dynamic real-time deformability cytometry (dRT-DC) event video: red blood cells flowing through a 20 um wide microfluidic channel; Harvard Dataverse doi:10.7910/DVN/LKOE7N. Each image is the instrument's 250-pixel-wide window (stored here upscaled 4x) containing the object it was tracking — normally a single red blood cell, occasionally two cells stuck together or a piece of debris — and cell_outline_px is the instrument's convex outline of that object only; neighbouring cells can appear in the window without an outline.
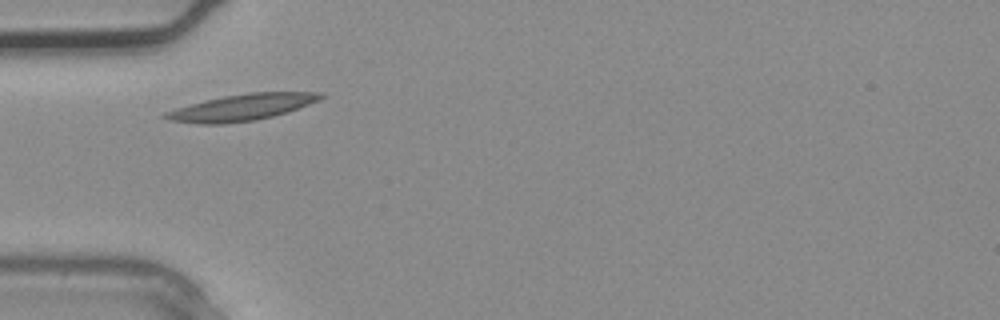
{"species": "common noctule bat (a hibernating species)", "species_latin": "Nyctalus noctula", "temperature_condition": "warm", "stored_images_in_passage": 1, "camera_frame_rate_fps": 3000, "um_per_image_px": 0.085, "animal": {"sex": "male", "body_mass_g": 20.4}, "frame": {"image": 1, "passage_image": 1, "time_ms": 0.0, "image_size_px": [1000, 320], "cell_outline_px": [[328, 96], [288, 112], [256, 120], [224, 124], [196, 124], [168, 120], [160, 116], [164, 112], [176, 108], [204, 100], [224, 96], [248, 92], [324, 92]], "centroid_in_image_um": [20.53, 9.13], "position_along_channel_um": 64.5, "area_um2": 24.1}}